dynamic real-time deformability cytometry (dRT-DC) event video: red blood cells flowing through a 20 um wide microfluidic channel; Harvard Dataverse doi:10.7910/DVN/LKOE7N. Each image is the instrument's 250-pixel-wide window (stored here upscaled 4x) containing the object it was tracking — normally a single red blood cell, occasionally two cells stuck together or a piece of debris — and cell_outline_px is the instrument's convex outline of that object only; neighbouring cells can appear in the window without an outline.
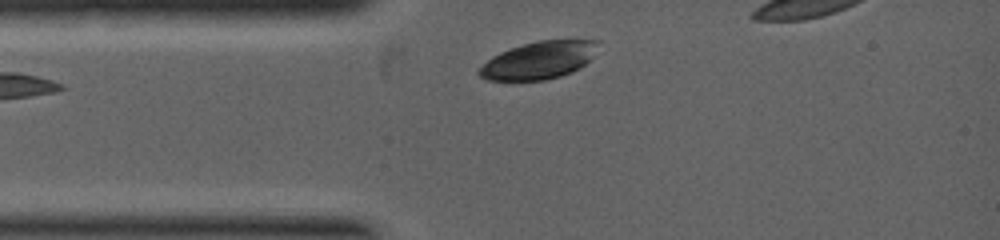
{"species": "common noctule bat (a hibernating species)", "species_latin": "Nyctalus noctula", "temperature_condition": "warm", "stored_images_in_passage": 2, "segment_of_instrument_passage": [1, 2], "camera_frame_rate_fps": 5000, "um_per_image_px": 0.085, "animal": {"sex": "female", "body_mass_g": 19.0, "forearm_length_mm": 53.3}, "frame": {"image": 1, "passage_image": 1, "time_ms": 0.0, "image_size_px": [1000, 240], "cell_outline_px": [[600, 40], [592, 56], [580, 68], [572, 72], [560, 76], [544, 80], [484, 80], [476, 72], [492, 56], [500, 52], [524, 44], [540, 40]], "centroid_in_image_um": [45.78, 5.13], "position_along_channel_um": 39.2, "area_um2": 25.66}}